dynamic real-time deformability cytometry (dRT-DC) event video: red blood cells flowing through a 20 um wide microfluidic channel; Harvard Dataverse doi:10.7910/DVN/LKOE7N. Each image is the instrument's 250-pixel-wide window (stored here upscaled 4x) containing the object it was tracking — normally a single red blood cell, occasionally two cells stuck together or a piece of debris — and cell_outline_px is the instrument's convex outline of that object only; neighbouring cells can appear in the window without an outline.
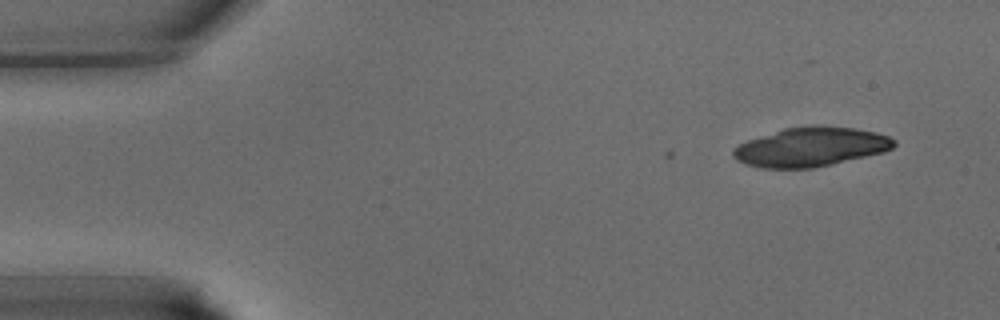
{"species": "common noctule bat (a hibernating species)", "species_latin": "Nyctalus noctula", "temperature_condition": "warm", "stored_images_in_passage": 3, "camera_frame_rate_fps": 3000, "um_per_image_px": 0.085, "animal": {"sex": "male", "body_mass_g": 15.6}, "frame": {"image": 1, "passage_image": 3, "time_ms": 0.667, "image_size_px": [1000, 320], "cell_outline_px": [[896, 144], [892, 148], [884, 152], [832, 164], [812, 168], [764, 168], [744, 164], [736, 160], [732, 156], [732, 148], [748, 140], [784, 128], [808, 124], [820, 124], [856, 128], [876, 132], [888, 136], [896, 140]], "centroid_in_image_um": [68.92, 12.47], "position_along_channel_um": 16.1, "area_um2": 37.17}}